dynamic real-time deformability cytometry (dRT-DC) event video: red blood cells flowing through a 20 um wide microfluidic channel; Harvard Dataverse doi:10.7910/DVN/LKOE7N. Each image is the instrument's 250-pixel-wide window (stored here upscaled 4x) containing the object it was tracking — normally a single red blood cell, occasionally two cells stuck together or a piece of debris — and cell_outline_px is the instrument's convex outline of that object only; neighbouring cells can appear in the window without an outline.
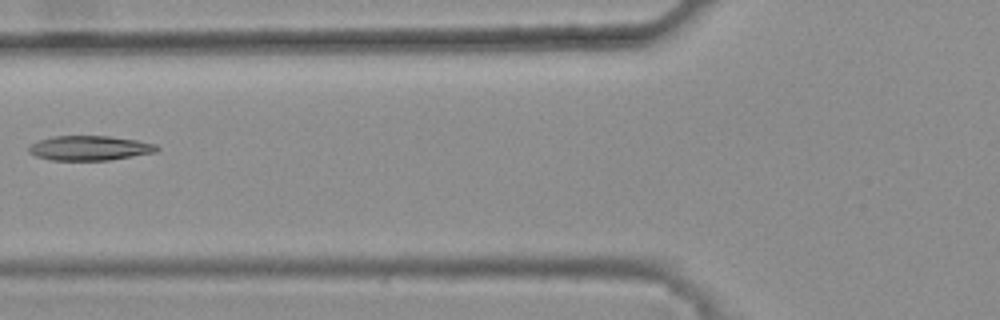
{"species": "common noctule bat (a hibernating species)", "species_latin": "Nyctalus noctula", "temperature_condition": "warm", "stored_images_in_passage": 7, "camera_frame_rate_fps": 3000, "um_per_image_px": 0.085, "animal": {"sex": "female", "body_mass_g": 25.1}, "frame": {"image": 1, "passage_image": 6, "time_ms": 1.667, "image_size_px": [1000, 320], "cell_outline_px": [[160, 148], [156, 152], [108, 160], [52, 160], [36, 156], [28, 152], [28, 148], [32, 144], [40, 140], [52, 136], [108, 136], [136, 140], [156, 144]], "centroid_in_image_um": [7.62, 12.58], "position_along_channel_um": 118.2, "area_um2": 18.26}}
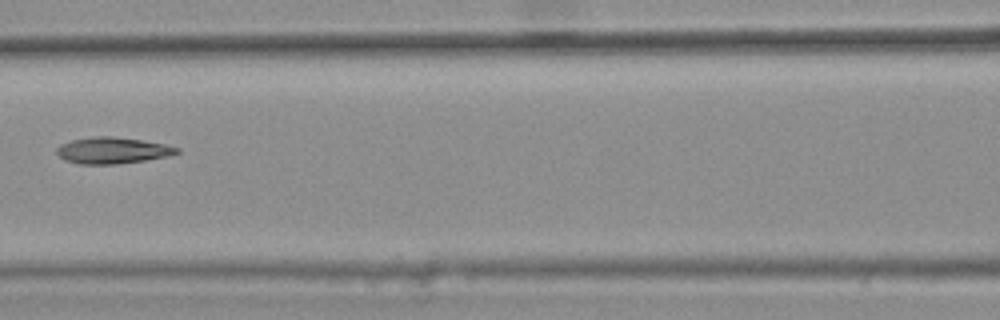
{"frame": {"image": 2, "passage_image": 7, "time_ms": 2.0, "image_size_px": [1000, 320], "cell_outline_px": [[180, 152], [168, 156], [144, 160], [116, 164], [80, 164], [64, 160], [56, 152], [56, 148], [60, 144], [72, 140], [92, 136], [112, 136], [140, 140], [164, 144], [180, 148]], "centroid_in_image_um": [9.54, 12.78], "position_along_channel_um": 157.1, "area_um2": 18.38}}